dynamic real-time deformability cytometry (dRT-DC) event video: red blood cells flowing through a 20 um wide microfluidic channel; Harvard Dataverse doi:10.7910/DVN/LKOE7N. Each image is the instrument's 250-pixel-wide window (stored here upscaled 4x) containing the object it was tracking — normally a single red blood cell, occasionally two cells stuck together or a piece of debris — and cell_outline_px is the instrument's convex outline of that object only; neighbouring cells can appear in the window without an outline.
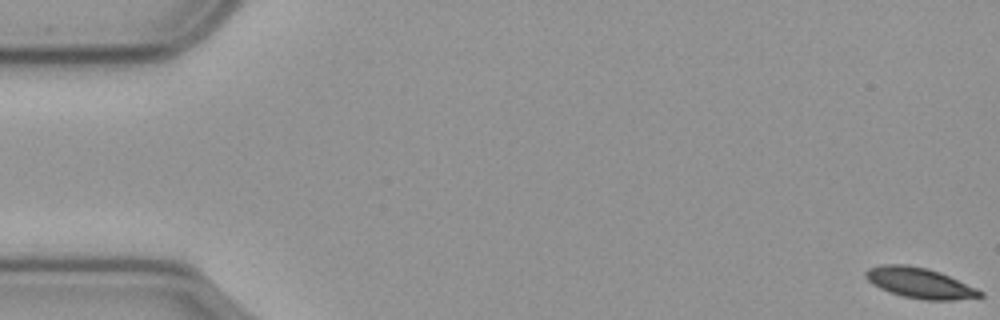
{"species": "common noctule bat (a hibernating species)", "species_latin": "Nyctalus noctula", "temperature_condition": "cold", "stored_images_in_passage": 59, "camera_frame_rate_fps": 3000, "um_per_image_px": 0.085, "animal": {"sex": "male", "body_mass_g": 23.1, "forearm_length_mm": 52.7}, "frame": {"image": 1, "passage_image": 1, "time_ms": 0.0, "image_size_px": [1000, 320], "cell_outline_px": [[984, 296], [952, 300], [924, 300], [904, 296], [880, 288], [872, 284], [864, 276], [864, 272], [868, 268], [880, 264], [904, 264], [928, 268], [940, 272], [976, 288], [984, 292]], "centroid_in_image_um": [78.16, 24.04], "position_along_channel_um": 6.8, "area_um2": 20.23}}
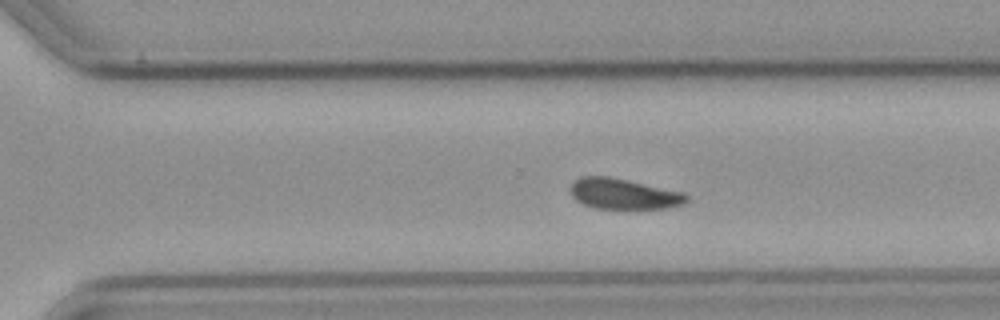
{"frame": {"image": 2, "passage_image": 40, "time_ms": 13.0, "image_size_px": [1000, 320], "cell_outline_px": [[688, 200], [684, 204], [668, 208], [636, 212], [596, 208], [584, 204], [576, 200], [572, 196], [572, 184], [580, 176], [608, 176], [628, 180], [684, 192], [688, 196]], "centroid_in_image_um": [53.08, 16.54], "position_along_channel_um": 317.5, "area_um2": 21.56}}
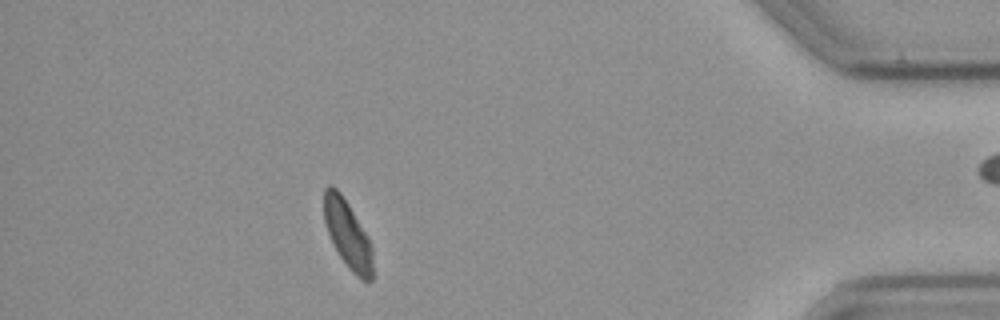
{"frame": {"image": 3, "passage_image": 52, "time_ms": 17.0, "image_size_px": [1000, 320], "cell_outline_px": [[372, 280], [368, 284], [356, 276], [348, 268], [332, 244], [324, 220], [324, 188], [328, 184], [332, 184], [340, 192], [348, 204], [368, 236], [372, 244]], "centroid_in_image_um": [29.55, 19.93], "position_along_channel_um": 405.6, "area_um2": 19.42}, "authors_computed_cell_mechanics": {"area_um2": 20.9814, "velocity_mm_per_s": 3.5444, "shape_relaxation_time_tau1_ms": 4.6712, "shape_relaxation_time_tau2_ms": null, "deformation_change_tau1": 0.1044, "deformation_change_tau2": null}}